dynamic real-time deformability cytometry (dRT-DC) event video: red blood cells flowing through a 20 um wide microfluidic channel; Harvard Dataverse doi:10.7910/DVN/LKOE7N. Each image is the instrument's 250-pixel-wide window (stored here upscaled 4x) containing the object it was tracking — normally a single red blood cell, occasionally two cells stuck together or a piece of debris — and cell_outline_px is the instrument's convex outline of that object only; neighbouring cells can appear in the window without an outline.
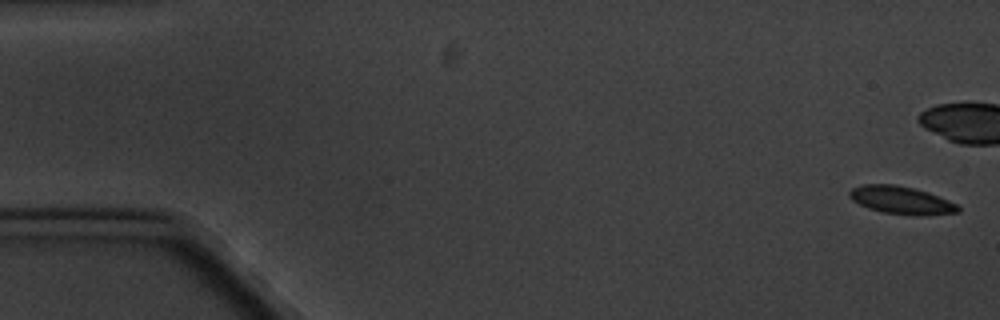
{"species": "common noctule bat (a hibernating species)", "species_latin": "Nyctalus noctula", "temperature_condition": "cold", "stored_images_in_passage": 9, "camera_frame_rate_fps": 3000, "um_per_image_px": 0.085, "animal": {"sex": "male", "body_mass_g": 20.1, "forearm_length_mm": 53.5}, "frame": {"image": 1, "passage_image": 1, "time_ms": 0.0, "image_size_px": [1000, 320], "cell_outline_px": [[960, 212], [920, 216], [912, 216], [884, 212], [868, 208], [852, 200], [848, 196], [848, 192], [852, 188], [864, 184], [896, 184], [928, 192], [948, 200], [956, 204], [960, 208]], "centroid_in_image_um": [76.6, 17.02], "position_along_channel_um": 8.4, "area_um2": 17.63}}